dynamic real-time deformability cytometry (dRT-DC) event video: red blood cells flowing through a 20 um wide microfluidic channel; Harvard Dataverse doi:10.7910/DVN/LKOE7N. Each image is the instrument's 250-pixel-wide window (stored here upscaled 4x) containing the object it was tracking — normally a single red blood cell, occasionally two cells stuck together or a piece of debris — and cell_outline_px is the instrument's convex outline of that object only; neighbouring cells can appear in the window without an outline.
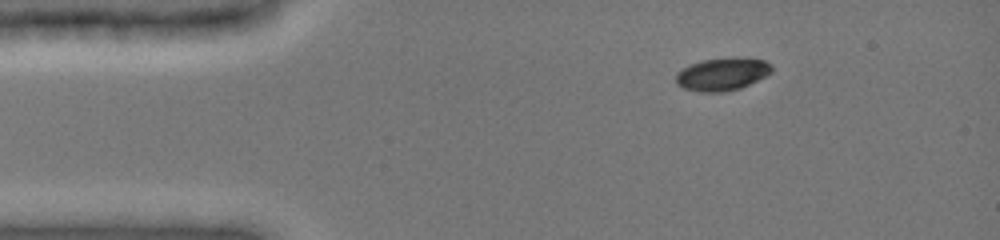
{"species": "common noctule bat (a hibernating species)", "species_latin": "Nyctalus noctula", "temperature_condition": "cold", "stored_images_in_passage": 22, "camera_frame_rate_fps": 3000, "um_per_image_px": 0.085, "animal": {"sex": "female", "body_mass_g": 19.0, "forearm_length_mm": 51.5}, "frame": {"image": 1, "passage_image": 1, "time_ms": 0.0, "image_size_px": [1000, 240], "cell_outline_px": [[772, 72], [740, 88], [724, 92], [700, 92], [684, 88], [676, 84], [676, 72], [688, 64], [704, 60], [732, 56], [764, 60], [772, 64]], "centroid_in_image_um": [61.37, 6.28], "position_along_channel_um": 23.6, "area_um2": 18.44}}
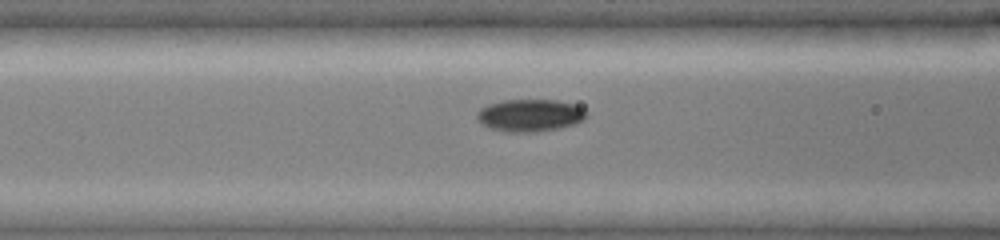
{"frame": {"image": 2, "passage_image": 13, "time_ms": 4.0, "image_size_px": [1000, 240], "cell_outline_px": [[588, 116], [584, 120], [576, 124], [560, 128], [536, 132], [504, 132], [480, 124], [476, 120], [476, 112], [480, 108], [488, 104], [504, 100], [556, 100], [572, 104], [588, 112]], "centroid_in_image_um": [45.02, 9.81], "position_along_channel_um": 121.6, "area_um2": 20.87}}
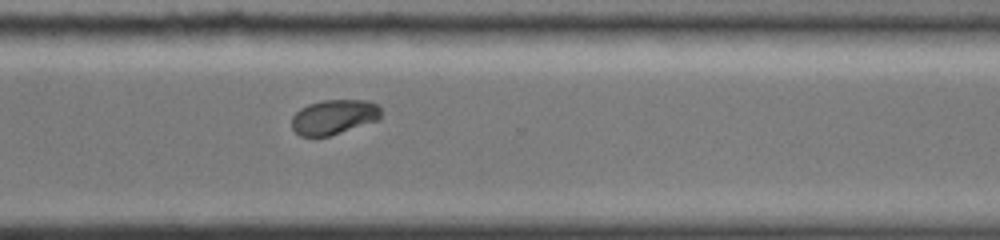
{"frame": {"image": 3, "passage_image": 22, "time_ms": 9.667, "image_size_px": [1000, 240], "cell_outline_px": [[380, 120], [328, 136], [300, 136], [292, 128], [292, 116], [300, 108], [308, 104], [324, 100], [364, 100], [376, 104], [380, 108]], "centroid_in_image_um": [28.37, 9.94], "position_along_channel_um": 342.2, "area_um2": 18.03}}